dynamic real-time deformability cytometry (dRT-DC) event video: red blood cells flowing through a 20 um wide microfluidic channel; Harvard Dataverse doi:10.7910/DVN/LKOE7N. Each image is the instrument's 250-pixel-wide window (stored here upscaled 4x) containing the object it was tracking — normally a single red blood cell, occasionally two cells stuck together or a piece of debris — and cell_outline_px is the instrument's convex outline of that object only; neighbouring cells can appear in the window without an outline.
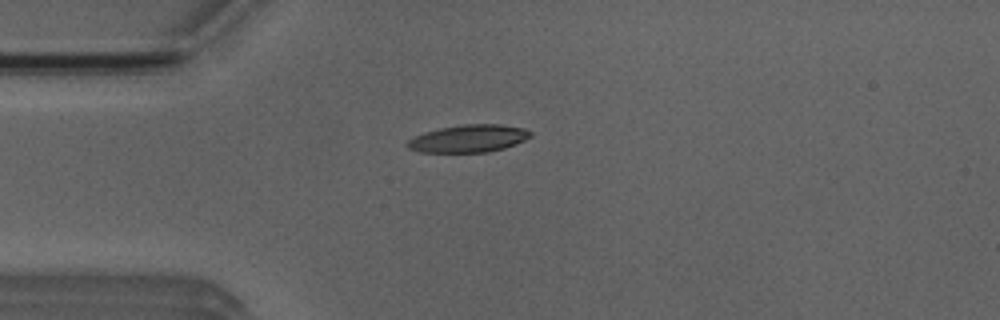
{"species": "Egyptian fruit bat (a non-hibernating species)", "species_latin": "Rousettus aegyptiacus", "temperature_condition": "room temperature", "stored_images_in_passage": 42, "camera_frame_rate_fps": 3000, "um_per_image_px": 0.085, "animal": {"sex": "male"}, "frame": {"image": 1, "passage_image": 3, "time_ms": 0.667, "image_size_px": [1000, 320], "cell_outline_px": [[532, 136], [516, 144], [504, 148], [488, 152], [420, 152], [408, 148], [404, 144], [412, 136], [424, 132], [440, 128], [464, 124], [500, 124], [524, 128], [532, 132]], "centroid_in_image_um": [39.81, 11.77], "position_along_channel_um": 45.2, "area_um2": 19.88}}
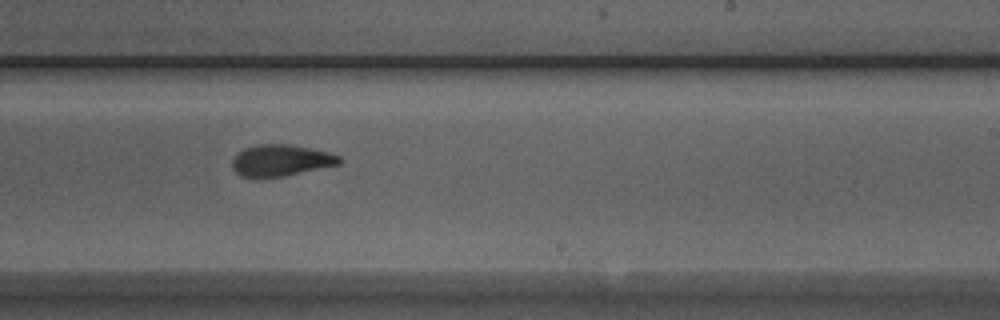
{"frame": {"image": 2, "passage_image": 21, "time_ms": 6.667, "image_size_px": [1000, 320], "cell_outline_px": [[340, 164], [284, 176], [256, 180], [240, 176], [232, 168], [232, 160], [244, 148], [256, 144], [288, 144], [328, 152], [340, 156]], "centroid_in_image_um": [23.81, 13.67], "position_along_channel_um": 265.2, "area_um2": 19.88}}
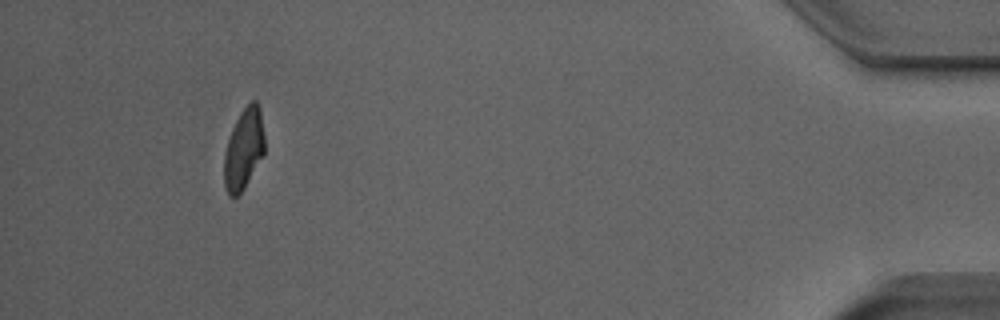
{"frame": {"image": 3, "passage_image": 38, "time_ms": 12.333, "image_size_px": [1000, 320], "cell_outline_px": [[264, 156], [244, 188], [236, 196], [228, 196], [224, 188], [224, 152], [232, 128], [240, 112], [252, 100], [256, 100], [260, 108], [264, 136]], "centroid_in_image_um": [20.72, 12.68], "position_along_channel_um": 414.5, "area_um2": 19.19}, "authors_computed_cell_mechanics": {"area_um2": 19.9121, "velocity_mm_per_s": 3.921, "shape_relaxation_time_tau1_ms": 5.8765, "shape_relaxation_time_tau2_ms": 2.45, "deformation_change_tau1": 0.1896, "deformation_change_tau2": 0.1006}}